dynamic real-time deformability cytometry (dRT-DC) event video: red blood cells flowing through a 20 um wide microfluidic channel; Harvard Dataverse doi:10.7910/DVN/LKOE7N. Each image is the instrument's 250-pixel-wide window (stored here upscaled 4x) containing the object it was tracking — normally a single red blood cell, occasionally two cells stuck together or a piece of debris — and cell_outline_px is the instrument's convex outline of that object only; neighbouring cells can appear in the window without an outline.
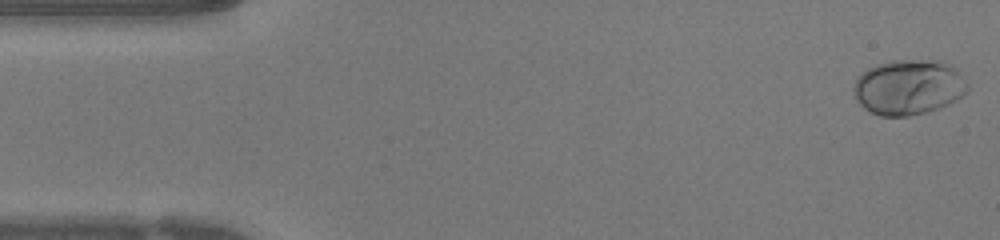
{"species": "human", "species_latin": "Homo sapiens", "temperature_condition": "warm", "stored_images_in_passage": 47, "camera_frame_rate_fps": 3000, "um_per_image_px": 0.085, "donor": {"sex": "female"}, "frame": {"image": 1, "passage_image": 1, "time_ms": 0.0, "image_size_px": [1000, 240], "cell_outline_px": [[968, 92], [956, 100], [948, 104], [928, 112], [908, 116], [880, 116], [864, 108], [856, 100], [852, 88], [856, 76], [868, 68], [876, 64], [892, 60], [940, 60], [956, 68], [968, 84]], "centroid_in_image_um": [77.21, 7.4], "position_along_channel_um": 7.8, "area_um2": 37.05}}
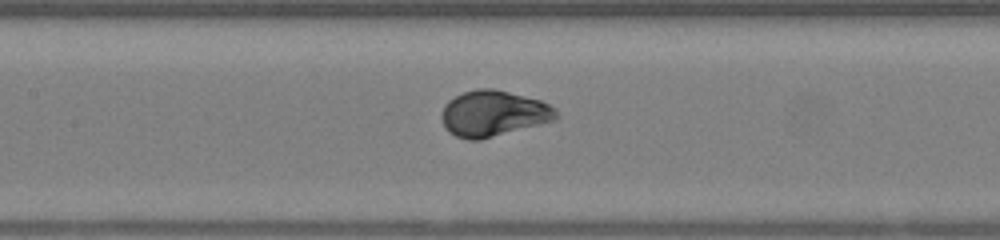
{"frame": {"image": 2, "passage_image": 21, "time_ms": 6.667, "image_size_px": [1000, 240], "cell_outline_px": [[560, 116], [556, 120], [480, 140], [468, 140], [456, 136], [448, 132], [444, 128], [440, 116], [440, 112], [444, 104], [448, 100], [464, 92], [476, 88], [492, 88], [540, 100], [556, 108]], "centroid_in_image_um": [41.91, 9.65], "position_along_channel_um": 165.5, "area_um2": 30.92}}
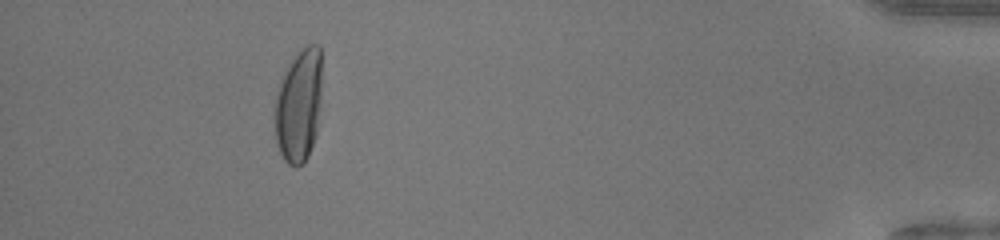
{"frame": {"image": 3, "passage_image": 43, "time_ms": 14.0, "image_size_px": [1000, 240], "cell_outline_px": [[320, 100], [316, 136], [308, 156], [304, 164], [296, 168], [288, 164], [284, 160], [276, 144], [276, 92], [280, 80], [288, 64], [308, 44], [320, 44]], "centroid_in_image_um": [25.39, 9.02], "position_along_channel_um": 409.8, "area_um2": 30.87}, "authors_computed_cell_mechanics": {"area_um2": 30.8652, "velocity_mm_per_s": 4.2395, "shape_relaxation_time_tau1_ms": 2.5984, "shape_relaxation_time_tau2_ms": null, "deformation_change_tau1": 0.1903, "deformation_change_tau2": null}}